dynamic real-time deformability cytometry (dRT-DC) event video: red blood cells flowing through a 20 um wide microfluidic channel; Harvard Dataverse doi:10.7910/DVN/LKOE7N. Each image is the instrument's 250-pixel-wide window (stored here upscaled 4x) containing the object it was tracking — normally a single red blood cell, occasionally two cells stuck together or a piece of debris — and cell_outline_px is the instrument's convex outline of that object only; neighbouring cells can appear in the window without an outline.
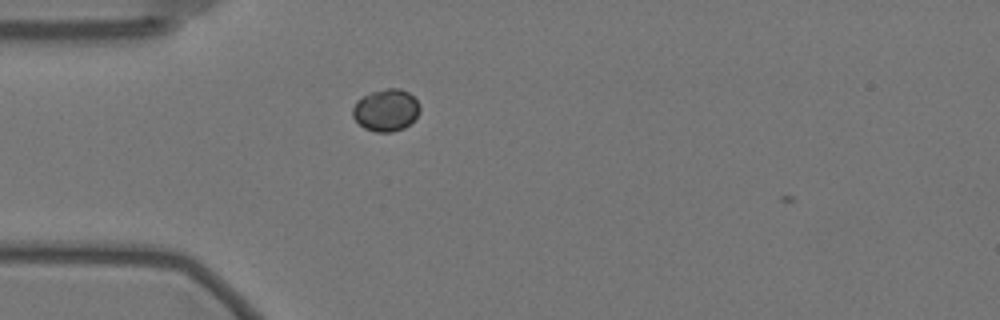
{"species": "Egyptian fruit bat (a non-hibernating species)", "species_latin": "Rousettus aegyptiacus", "temperature_condition": "warm", "stored_images_in_passage": 3, "camera_frame_rate_fps": 3000, "um_per_image_px": 0.085, "animal": {"sex": "female"}, "frame": {"image": 1, "passage_image": 2, "time_ms": 0.333, "image_size_px": [1000, 320], "cell_outline_px": [[420, 112], [416, 120], [404, 128], [392, 132], [376, 132], [364, 128], [352, 116], [352, 108], [356, 100], [372, 92], [388, 88], [400, 88], [408, 92], [420, 104]], "centroid_in_image_um": [32.83, 9.37], "position_along_channel_um": 52.2, "area_um2": 16.65}}